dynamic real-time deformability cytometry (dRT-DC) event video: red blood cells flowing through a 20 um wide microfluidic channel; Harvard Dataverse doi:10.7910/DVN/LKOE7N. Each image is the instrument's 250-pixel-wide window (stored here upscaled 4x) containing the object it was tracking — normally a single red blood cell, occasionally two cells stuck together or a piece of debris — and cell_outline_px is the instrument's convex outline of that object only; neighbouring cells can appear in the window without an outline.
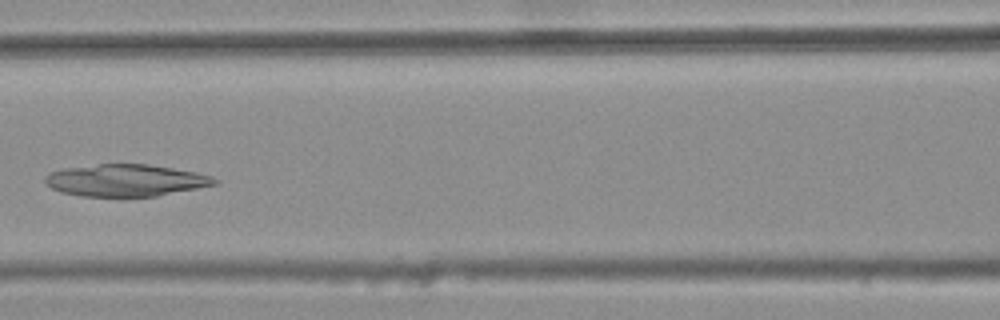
{"species": "common noctule bat (a hibernating species)", "species_latin": "Nyctalus noctula", "temperature_condition": "warm", "stored_images_in_passage": 7, "camera_frame_rate_fps": 3000, "um_per_image_px": 0.085, "animal": {"sex": "female", "body_mass_g": 25.1}, "frame": {"image": 1, "passage_image": 6, "time_ms": 1.667, "image_size_px": [1000, 320], "cell_outline_px": [[220, 180], [216, 184], [156, 196], [80, 196], [60, 192], [52, 188], [44, 180], [44, 176], [48, 172], [64, 168], [100, 164], [148, 164], [172, 168], [212, 176]], "centroid_in_image_um": [10.64, 15.32], "position_along_channel_um": 156.0, "area_um2": 31.39}}
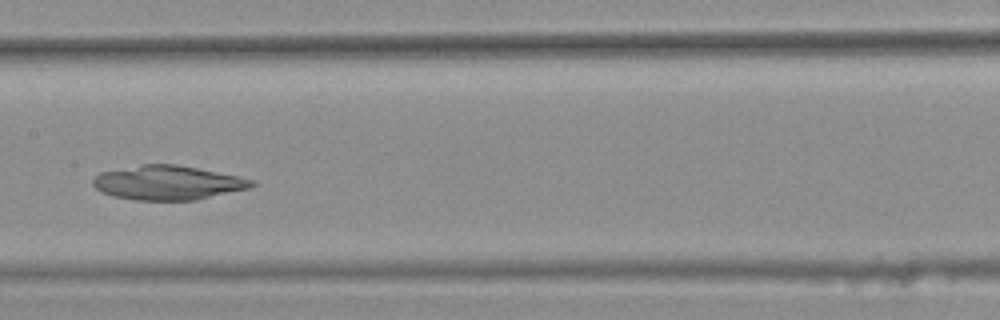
{"frame": {"image": 2, "passage_image": 7, "time_ms": 2.0, "image_size_px": [1000, 320], "cell_outline_px": [[256, 184], [252, 188], [196, 200], [136, 200], [112, 196], [100, 192], [92, 184], [92, 180], [100, 172], [144, 164], [176, 164], [256, 180]], "centroid_in_image_um": [14.27, 15.54], "position_along_channel_um": 193.1, "area_um2": 31.67}}